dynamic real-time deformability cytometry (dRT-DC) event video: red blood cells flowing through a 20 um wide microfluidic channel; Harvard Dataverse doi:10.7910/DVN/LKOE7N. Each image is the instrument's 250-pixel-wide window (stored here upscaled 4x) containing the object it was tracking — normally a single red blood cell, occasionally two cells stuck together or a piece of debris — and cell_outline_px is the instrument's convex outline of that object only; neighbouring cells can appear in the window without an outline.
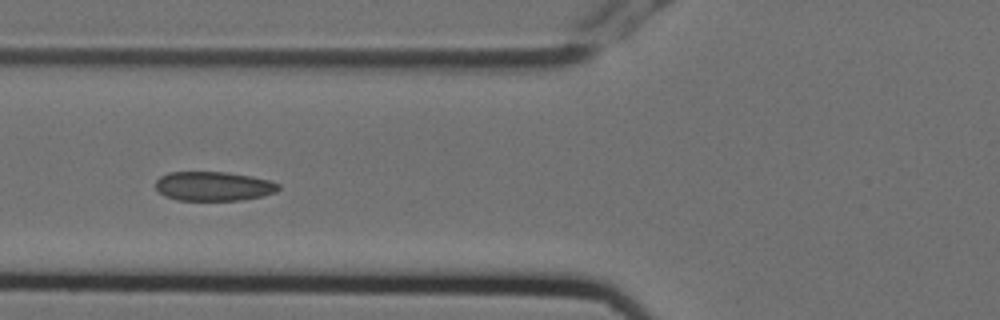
{"species": "Egyptian fruit bat (a non-hibernating species)", "species_latin": "Rousettus aegyptiacus", "temperature_condition": "cold", "stored_images_in_passage": 7, "camera_frame_rate_fps": 3000, "um_per_image_px": 0.085, "animal": {"sex": "female"}, "frame": {"image": 1, "passage_image": 6, "time_ms": 1.667, "image_size_px": [1000, 320], "cell_outline_px": [[280, 188], [276, 192], [260, 196], [240, 200], [176, 200], [164, 196], [156, 188], [156, 180], [160, 176], [168, 172], [228, 172], [252, 176], [268, 180], [280, 184]], "centroid_in_image_um": [18.13, 15.82], "position_along_channel_um": 107.7, "area_um2": 20.98}}
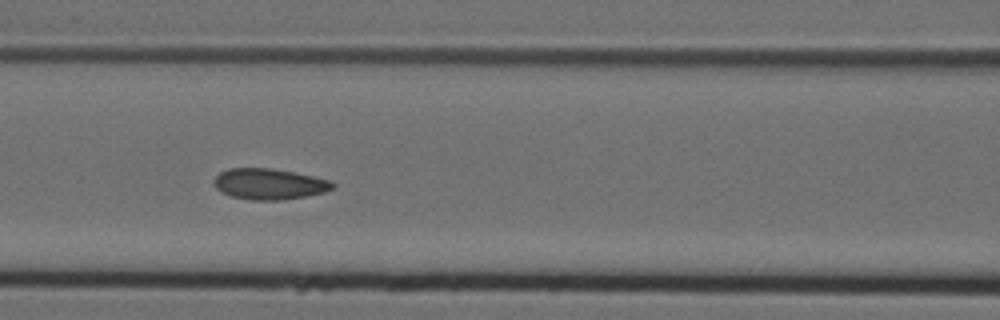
{"frame": {"image": 2, "passage_image": 7, "time_ms": 2.0, "image_size_px": [1000, 320], "cell_outline_px": [[336, 184], [332, 188], [324, 192], [304, 196], [280, 200], [252, 200], [232, 196], [220, 192], [212, 184], [212, 180], [220, 172], [228, 168], [272, 168], [332, 180]], "centroid_in_image_um": [22.84, 15.63], "position_along_channel_um": 143.8, "area_um2": 21.39}}